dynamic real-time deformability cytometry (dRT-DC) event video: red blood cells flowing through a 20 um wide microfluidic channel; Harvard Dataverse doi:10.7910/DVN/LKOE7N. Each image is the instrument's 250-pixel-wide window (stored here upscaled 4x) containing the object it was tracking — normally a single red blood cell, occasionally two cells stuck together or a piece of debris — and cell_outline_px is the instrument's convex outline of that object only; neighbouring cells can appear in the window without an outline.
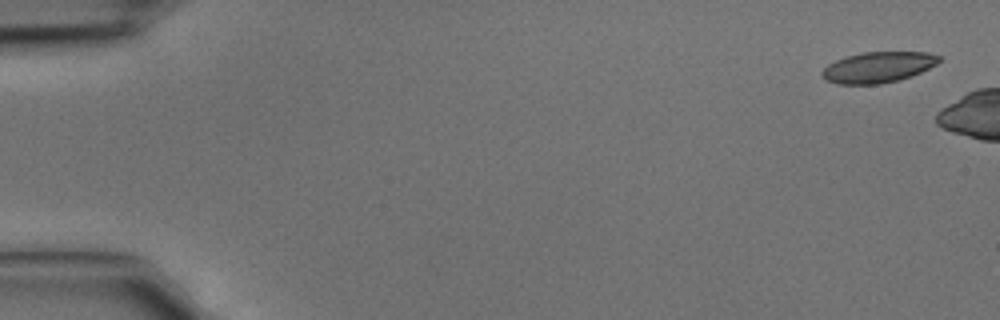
{"species": "common noctule bat (a hibernating species)", "species_latin": "Nyctalus noctula", "temperature_condition": "cold", "stored_images_in_passage": 3, "camera_frame_rate_fps": 3000, "um_per_image_px": 0.085, "animal": {"sex": "male", "body_mass_g": 15.6}, "frame": {"image": 1, "passage_image": 1, "time_ms": 0.0, "image_size_px": [1000, 320], "cell_outline_px": [[940, 60], [936, 64], [912, 76], [900, 80], [880, 84], [836, 84], [828, 80], [820, 72], [828, 64], [844, 56], [860, 52], [928, 52], [940, 56]], "centroid_in_image_um": [74.63, 5.71], "position_along_channel_um": 10.4, "area_um2": 21.04}}